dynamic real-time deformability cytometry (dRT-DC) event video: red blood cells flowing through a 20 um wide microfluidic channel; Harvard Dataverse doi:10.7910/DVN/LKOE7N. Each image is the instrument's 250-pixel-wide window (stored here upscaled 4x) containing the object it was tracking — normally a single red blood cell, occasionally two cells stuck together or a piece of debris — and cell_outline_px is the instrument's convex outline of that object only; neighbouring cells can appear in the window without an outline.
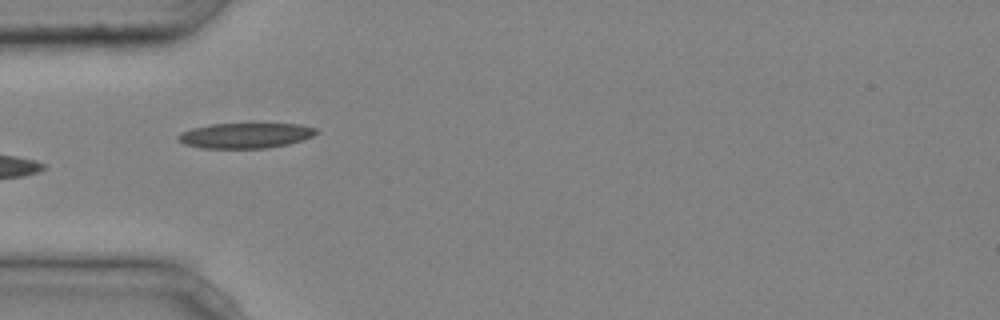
{"species": "common noctule bat (a hibernating species)", "species_latin": "Nyctalus noctula", "temperature_condition": "cold", "stored_images_in_passage": 30, "camera_frame_rate_fps": 3000, "um_per_image_px": 0.085, "animal": {"sex": "male", "body_mass_g": 20.4}, "frame": {"image": 1, "passage_image": 1, "time_ms": 0.0, "image_size_px": [1000, 320], "cell_outline_px": [[320, 132], [312, 136], [288, 144], [268, 148], [200, 148], [184, 144], [176, 140], [176, 136], [180, 132], [192, 128], [212, 124], [300, 124], [316, 128]], "centroid_in_image_um": [20.82, 11.52], "position_along_channel_um": 64.2, "area_um2": 20.4}, "authors_computed_cell_mechanics": {"area_um2": 19.941, "velocity_mm_per_s": 4.2438, "shape_relaxation_time_tau1_ms": 10.2466, "shape_relaxation_time_tau2_ms": 3.7613, "deformation_change_tau1": 0.1573, "deformation_change_tau2": 0.0746}}